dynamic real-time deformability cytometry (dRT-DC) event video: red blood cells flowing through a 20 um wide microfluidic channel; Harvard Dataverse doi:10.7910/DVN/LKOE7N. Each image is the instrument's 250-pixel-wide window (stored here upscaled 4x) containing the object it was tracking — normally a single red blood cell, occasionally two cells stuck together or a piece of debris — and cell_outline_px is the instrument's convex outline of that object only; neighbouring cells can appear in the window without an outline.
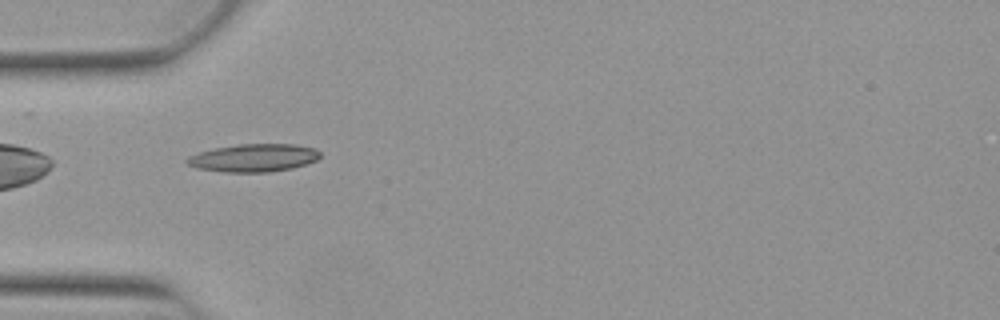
{"species": "Egyptian fruit bat (a non-hibernating species)", "species_latin": "Rousettus aegyptiacus", "temperature_condition": "warm", "stored_images_in_passage": 37, "camera_frame_rate_fps": 3000, "um_per_image_px": 0.085, "animal": {"sex": "female"}, "frame": {"image": 1, "passage_image": 1, "time_ms": 0.0, "image_size_px": [1000, 320], "cell_outline_px": [[320, 156], [316, 160], [292, 168], [268, 172], [224, 172], [196, 168], [188, 164], [184, 160], [188, 156], [212, 148], [236, 144], [296, 144], [316, 148], [320, 152]], "centroid_in_image_um": [21.54, 13.41], "position_along_channel_um": 63.5, "area_um2": 21.73}}
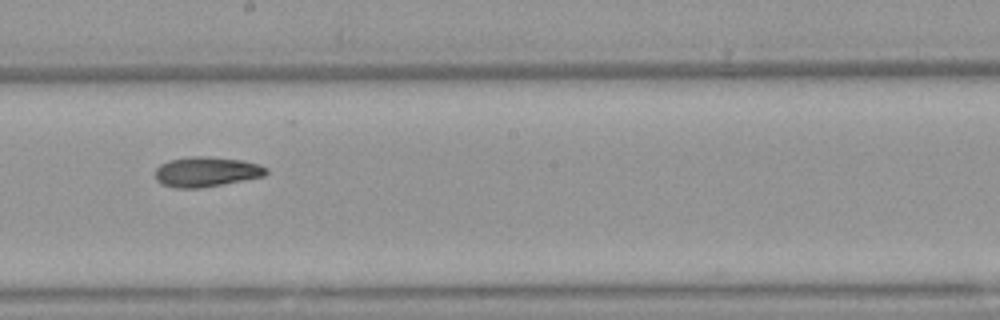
{"frame": {"image": 2, "passage_image": 14, "time_ms": 4.333, "image_size_px": [1000, 320], "cell_outline_px": [[268, 172], [264, 176], [200, 188], [176, 188], [160, 184], [156, 180], [156, 168], [160, 164], [168, 160], [188, 156], [208, 156], [244, 160], [260, 164], [268, 168]], "centroid_in_image_um": [17.53, 14.59], "position_along_channel_um": 230.7, "area_um2": 19.59}}
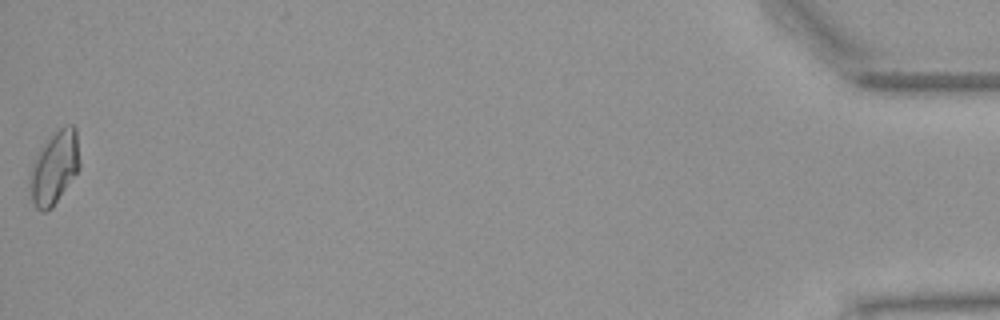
{"frame": {"image": 3, "passage_image": 37, "time_ms": 12.0, "image_size_px": [1000, 320], "cell_outline_px": [[80, 168], [52, 208], [44, 212], [40, 212], [36, 208], [32, 200], [28, 184], [32, 164], [40, 148], [64, 124], [72, 124], [76, 128], [80, 164]], "centroid_in_image_um": [4.62, 14.27], "position_along_channel_um": 430.6, "area_um2": 21.15}, "authors_computed_cell_mechanics": {"area_um2": 19.1896, "velocity_mm_per_s": 3.8969, "shape_relaxation_time_tau1_ms": null, "shape_relaxation_time_tau2_ms": 5.0482, "deformation_change_tau1": null, "deformation_change_tau2": 0.1219}}